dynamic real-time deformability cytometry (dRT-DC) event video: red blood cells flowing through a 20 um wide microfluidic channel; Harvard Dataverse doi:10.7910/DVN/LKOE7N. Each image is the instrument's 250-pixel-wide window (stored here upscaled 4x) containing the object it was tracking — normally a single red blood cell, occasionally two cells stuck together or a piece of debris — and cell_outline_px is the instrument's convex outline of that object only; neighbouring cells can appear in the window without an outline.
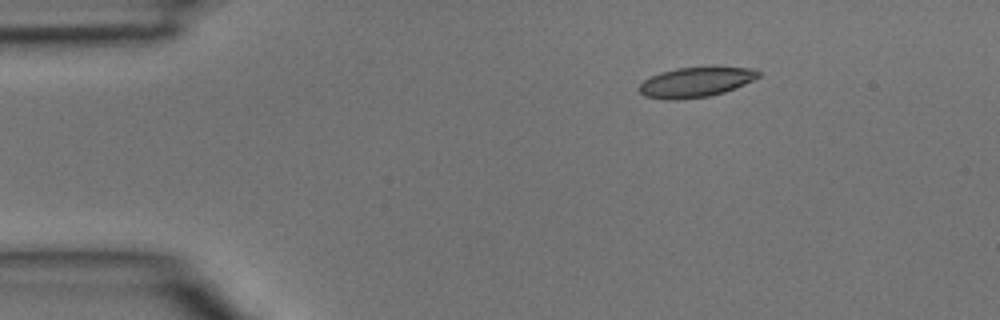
{"species": "common noctule bat (a hibernating species)", "species_latin": "Nyctalus noctula", "temperature_condition": "room temperature", "stored_images_in_passage": 38, "camera_frame_rate_fps": 3000, "um_per_image_px": 0.085, "animal": {"sex": "male", "body_mass_g": 15.6}, "frame": {"image": 1, "passage_image": 1, "time_ms": 0.0, "image_size_px": [1000, 320], "cell_outline_px": [[760, 76], [744, 84], [724, 92], [708, 96], [676, 100], [664, 100], [644, 96], [636, 88], [644, 80], [660, 72], [676, 68], [752, 68], [760, 72]], "centroid_in_image_um": [59.06, 7.0], "position_along_channel_um": 25.9, "area_um2": 20.52}}
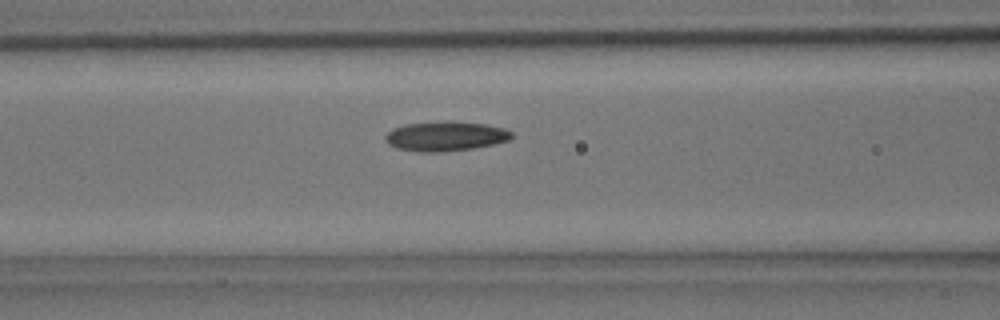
{"frame": {"image": 2, "passage_image": 12, "time_ms": 3.667, "image_size_px": [1000, 320], "cell_outline_px": [[512, 136], [508, 140], [492, 144], [472, 148], [436, 152], [420, 152], [396, 148], [388, 144], [384, 140], [384, 136], [392, 128], [404, 124], [452, 120], [484, 124], [504, 128], [512, 132]], "centroid_in_image_um": [37.81, 11.56], "position_along_channel_um": 128.8, "area_um2": 21.85}}
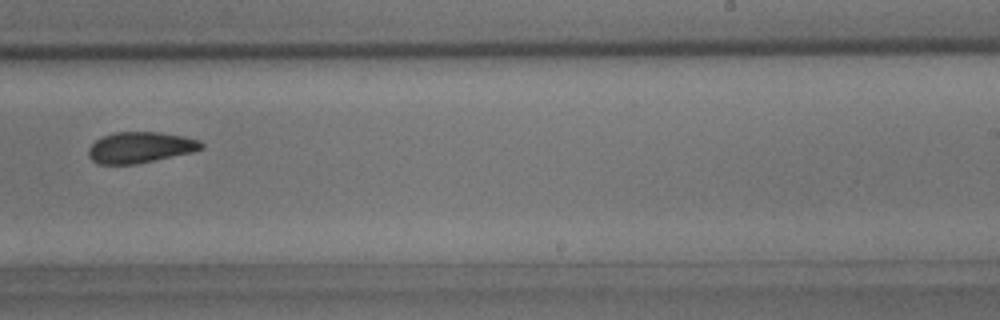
{"frame": {"image": 3, "passage_image": 22, "time_ms": 7.0, "image_size_px": [1000, 320], "cell_outline_px": [[204, 148], [192, 152], [136, 164], [96, 164], [88, 156], [88, 148], [96, 140], [104, 136], [116, 132], [160, 132], [184, 136], [200, 140], [204, 144]], "centroid_in_image_um": [11.93, 12.53], "position_along_channel_um": 277.1, "area_um2": 20.4}}